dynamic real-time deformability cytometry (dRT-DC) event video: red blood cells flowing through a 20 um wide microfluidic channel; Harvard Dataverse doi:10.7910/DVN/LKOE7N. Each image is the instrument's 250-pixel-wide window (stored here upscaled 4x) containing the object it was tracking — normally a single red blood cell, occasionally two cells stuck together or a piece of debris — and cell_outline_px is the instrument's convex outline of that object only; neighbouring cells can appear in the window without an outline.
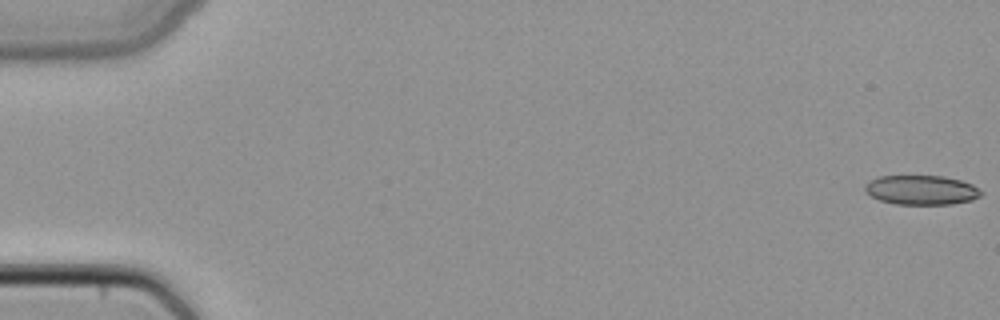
{"species": "common noctule bat (a hibernating species)", "species_latin": "Nyctalus noctula", "temperature_condition": "cold", "stored_images_in_passage": 49, "camera_frame_rate_fps": 3000, "um_per_image_px": 0.085, "animal": {"sex": "female", "body_mass_g": 22.7, "forearm_length_mm": 54.2}, "frame": {"image": 1, "passage_image": 1, "time_ms": 0.0, "image_size_px": [1000, 320], "cell_outline_px": [[984, 192], [980, 196], [972, 200], [952, 204], [896, 204], [880, 200], [872, 196], [864, 188], [864, 184], [868, 180], [880, 176], [944, 176], [960, 180], [972, 184]], "centroid_in_image_um": [78.33, 16.14], "position_along_channel_um": 6.7, "area_um2": 19.94}}
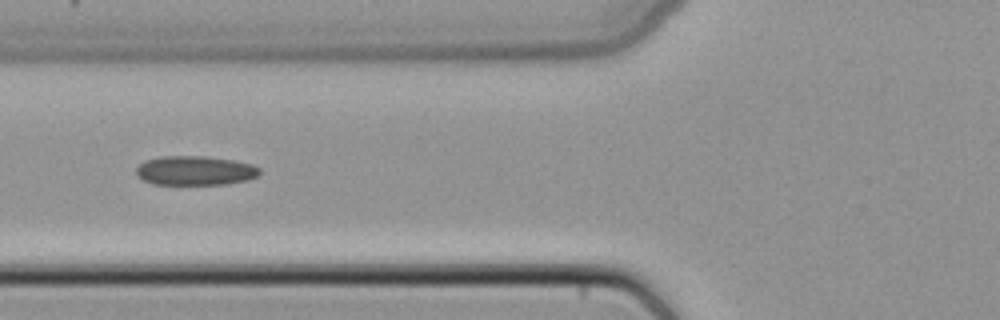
{"frame": {"image": 2, "passage_image": 20, "time_ms": 6.333, "image_size_px": [1000, 320], "cell_outline_px": [[260, 172], [256, 176], [248, 180], [228, 184], [152, 184], [136, 176], [136, 168], [144, 160], [160, 156], [208, 156], [232, 160], [252, 164], [260, 168]], "centroid_in_image_um": [16.57, 14.49], "position_along_channel_um": 109.2, "area_um2": 21.21}}
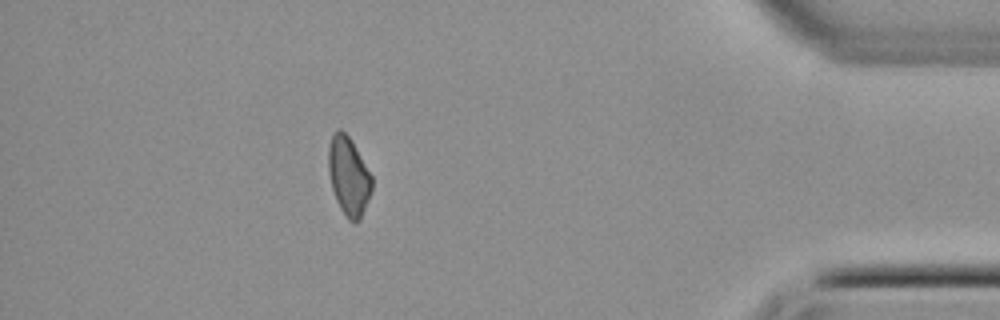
{"frame": {"image": 3, "passage_image": 44, "time_ms": 14.333, "image_size_px": [1000, 320], "cell_outline_px": [[372, 188], [368, 200], [360, 220], [348, 220], [340, 208], [336, 200], [332, 188], [328, 172], [328, 148], [332, 136], [340, 128], [348, 136], [372, 176]], "centroid_in_image_um": [29.62, 14.99], "position_along_channel_um": 405.6, "area_um2": 19.48}}